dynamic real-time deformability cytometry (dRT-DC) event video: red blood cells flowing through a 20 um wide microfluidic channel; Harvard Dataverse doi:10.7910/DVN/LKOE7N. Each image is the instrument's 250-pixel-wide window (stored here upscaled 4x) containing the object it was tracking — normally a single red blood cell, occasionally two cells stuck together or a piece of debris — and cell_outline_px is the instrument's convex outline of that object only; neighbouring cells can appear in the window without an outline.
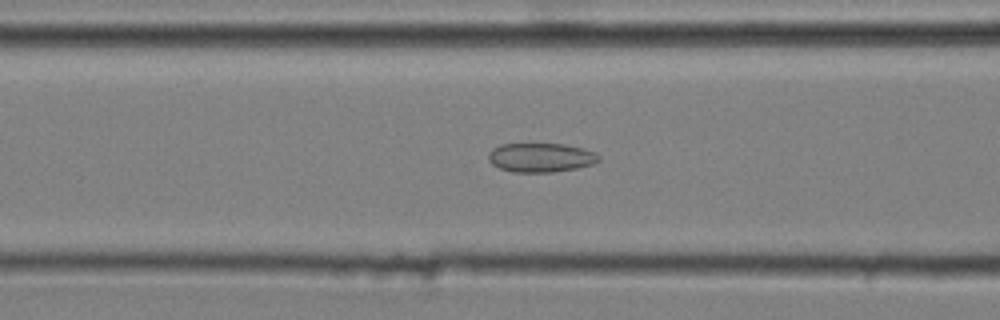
{"species": "common noctule bat (a hibernating species)", "species_latin": "Nyctalus noctula", "temperature_condition": "cold", "stored_images_in_passage": 42, "camera_frame_rate_fps": 3000, "um_per_image_px": 0.085, "animal": {"sex": "male", "body_mass_g": 20.4}, "frame": {"image": 1, "passage_image": 20, "time_ms": 6.333, "image_size_px": [1000, 320], "cell_outline_px": [[600, 160], [592, 164], [576, 168], [552, 172], [512, 172], [500, 168], [492, 164], [488, 160], [488, 152], [492, 148], [500, 144], [564, 144], [596, 152], [600, 156]], "centroid_in_image_um": [45.94, 13.39], "position_along_channel_um": 120.7, "area_um2": 18.73}}
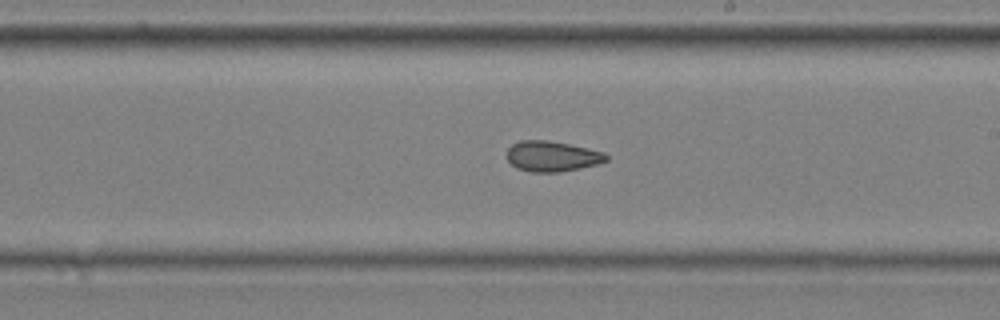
{"frame": {"image": 2, "passage_image": 30, "time_ms": 9.667, "image_size_px": [1000, 320], "cell_outline_px": [[608, 160], [600, 164], [560, 172], [528, 172], [516, 168], [508, 160], [508, 148], [512, 144], [520, 140], [548, 140], [588, 148], [604, 152], [608, 156]], "centroid_in_image_um": [46.94, 13.29], "position_along_channel_um": 242.1, "area_um2": 17.74}}
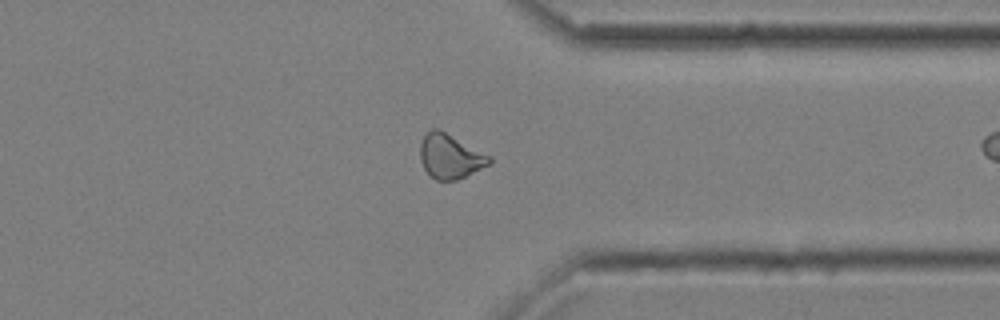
{"frame": {"image": 3, "passage_image": 41, "time_ms": 13.333, "image_size_px": [1000, 320], "cell_outline_px": [[492, 164], [456, 180], [436, 180], [424, 168], [420, 160], [420, 144], [424, 136], [432, 128], [436, 128], [492, 156]], "centroid_in_image_um": [38.29, 13.3], "position_along_channel_um": 373.1, "area_um2": 17.74}}